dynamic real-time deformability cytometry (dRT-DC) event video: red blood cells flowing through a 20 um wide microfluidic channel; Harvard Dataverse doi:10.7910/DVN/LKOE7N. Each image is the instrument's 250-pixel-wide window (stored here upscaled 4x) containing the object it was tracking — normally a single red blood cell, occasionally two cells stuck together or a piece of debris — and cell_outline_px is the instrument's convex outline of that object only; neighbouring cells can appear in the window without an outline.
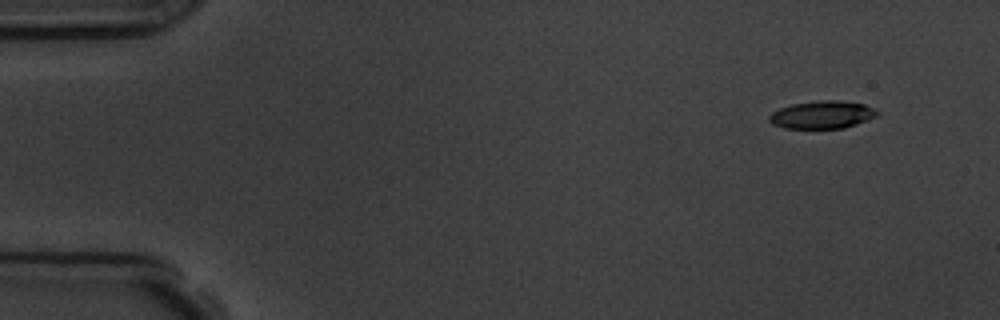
{"species": "common noctule bat (a hibernating species)", "species_latin": "Nyctalus noctula", "temperature_condition": "room temperature", "stored_images_in_passage": 6, "segment_of_instrument_passage": [2, 2], "camera_frame_rate_fps": 3000, "um_per_image_px": 0.085, "animal": {"sex": "male", "body_mass_g": 19.5, "forearm_length_mm": 54.6}, "frame": {"image": 1, "passage_image": 6, "time_ms": 5.667, "image_size_px": [1000, 320], "cell_outline_px": [[880, 112], [876, 116], [856, 124], [844, 128], [784, 128], [772, 124], [768, 120], [768, 116], [772, 112], [780, 108], [792, 104], [820, 100], [836, 100], [864, 104]], "centroid_in_image_um": [69.85, 9.75], "position_along_channel_um": 15.1, "area_um2": 17.34}}